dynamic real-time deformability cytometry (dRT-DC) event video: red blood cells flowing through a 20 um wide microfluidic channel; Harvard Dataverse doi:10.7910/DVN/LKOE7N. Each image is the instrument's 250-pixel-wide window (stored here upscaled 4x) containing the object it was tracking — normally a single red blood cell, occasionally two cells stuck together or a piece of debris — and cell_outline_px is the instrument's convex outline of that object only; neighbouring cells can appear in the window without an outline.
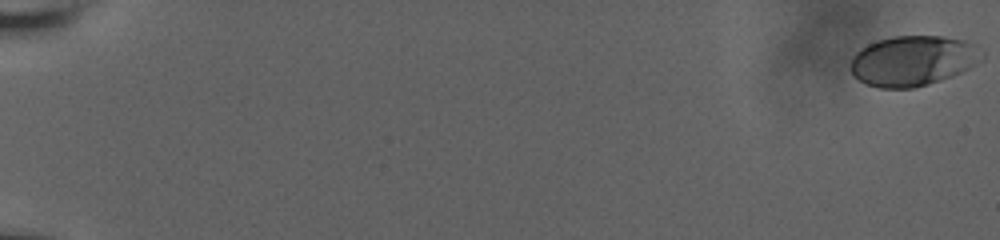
{"species": "human", "species_latin": "Homo sapiens", "temperature_condition": "room temperature", "stored_images_in_passage": 30, "camera_frame_rate_fps": 3000, "um_per_image_px": 0.085, "donor": {"sex": "male"}, "frame": {"image": 1, "passage_image": 1, "time_ms": 0.0, "image_size_px": [1000, 240], "cell_outline_px": [[984, 56], [968, 68], [952, 76], [928, 84], [912, 88], [880, 88], [864, 84], [852, 72], [848, 64], [852, 56], [860, 48], [876, 40], [892, 36], [944, 36], [964, 40], [976, 44], [984, 52]], "centroid_in_image_um": [77.57, 5.15], "position_along_channel_um": 7.4, "area_um2": 38.67}}
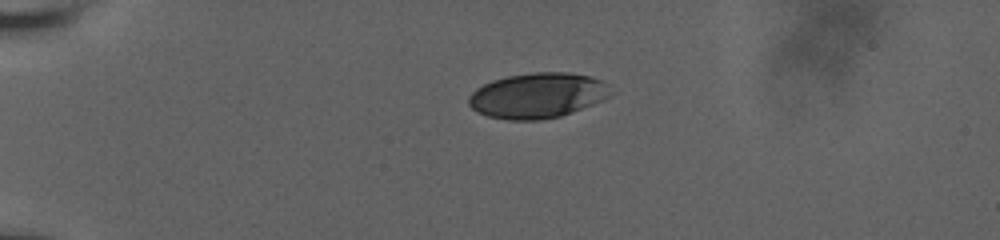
{"frame": {"image": 2, "passage_image": 21, "time_ms": 5.333, "image_size_px": [1000, 240], "cell_outline_px": [[612, 92], [604, 100], [572, 112], [560, 116], [540, 120], [508, 120], [488, 116], [472, 108], [468, 104], [468, 96], [476, 88], [492, 80], [508, 76], [532, 72], [568, 72], [592, 76], [604, 80]], "centroid_in_image_um": [45.71, 8.11], "position_along_channel_um": 39.3, "area_um2": 37.63}}